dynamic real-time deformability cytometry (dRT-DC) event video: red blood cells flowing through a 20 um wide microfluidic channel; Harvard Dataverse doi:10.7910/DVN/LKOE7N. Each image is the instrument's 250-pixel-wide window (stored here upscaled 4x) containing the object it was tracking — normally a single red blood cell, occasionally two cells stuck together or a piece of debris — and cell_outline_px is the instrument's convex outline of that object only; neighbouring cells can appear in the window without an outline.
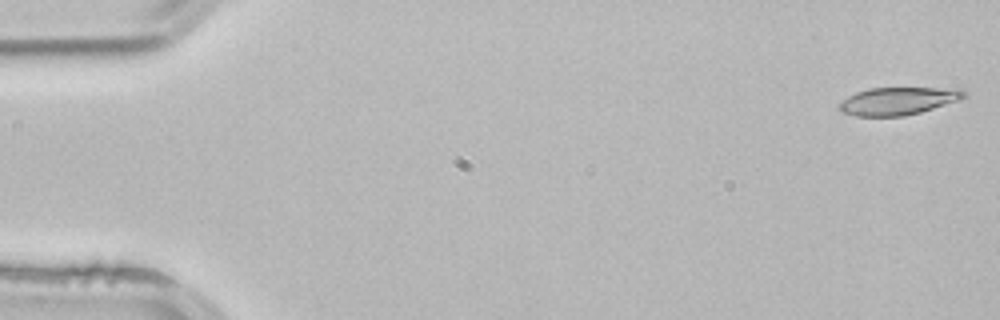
{"species": "common noctule bat (a hibernating species)", "species_latin": "Nyctalus noctula", "temperature_condition": "room temperature", "stored_images_in_passage": 16, "camera_frame_rate_fps": 3000, "um_per_image_px": 0.085, "animal": {"sex": "male", "body_mass_g": 21.5, "forearm_length_mm": 52.0}, "frame": {"image": 1, "passage_image": 1, "time_ms": 0.0, "image_size_px": [1000, 320], "cell_outline_px": [[968, 92], [960, 100], [920, 112], [904, 116], [856, 116], [844, 112], [836, 108], [836, 104], [848, 96], [856, 92], [868, 88], [964, 88]], "centroid_in_image_um": [76.33, 8.57], "position_along_channel_um": 8.7, "area_um2": 20.29}}
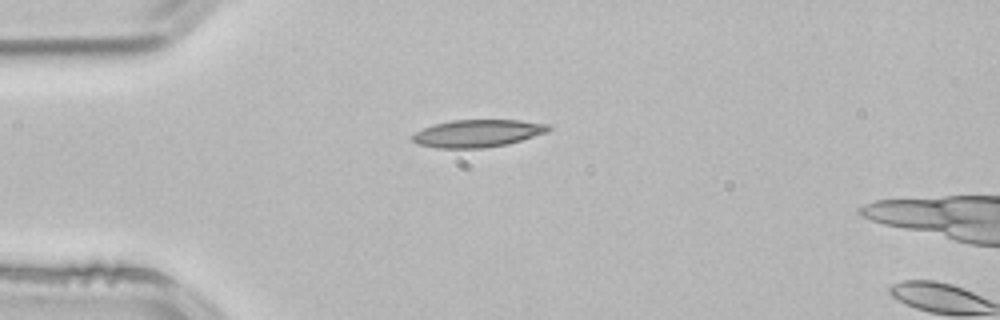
{"frame": {"image": 2, "passage_image": 13, "time_ms": 4.0, "image_size_px": [1000, 320], "cell_outline_px": [[552, 128], [548, 132], [508, 144], [484, 148], [436, 148], [416, 144], [412, 140], [412, 136], [416, 132], [432, 124], [452, 120], [520, 120], [548, 124]], "centroid_in_image_um": [40.59, 11.33], "position_along_channel_um": 44.4, "area_um2": 21.91}}